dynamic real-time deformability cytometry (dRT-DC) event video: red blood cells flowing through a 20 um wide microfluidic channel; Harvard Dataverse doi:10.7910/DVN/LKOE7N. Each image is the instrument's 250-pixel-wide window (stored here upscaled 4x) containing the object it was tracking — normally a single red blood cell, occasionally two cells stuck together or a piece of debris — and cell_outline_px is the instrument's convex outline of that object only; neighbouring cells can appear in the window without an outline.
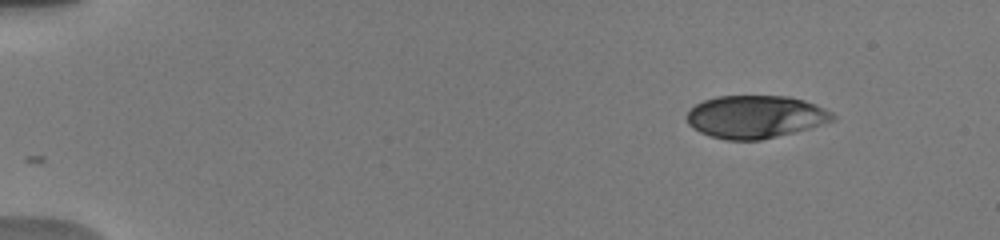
{"species": "human", "species_latin": "Homo sapiens", "temperature_condition": "warm", "stored_images_in_passage": 18, "camera_frame_rate_fps": 3000, "um_per_image_px": 0.085, "donor": {"sex": "male"}, "frame": {"image": 1, "passage_image": 7, "time_ms": 1.667, "image_size_px": [1000, 240], "cell_outline_px": [[836, 120], [808, 128], [760, 140], [724, 140], [708, 136], [692, 128], [688, 124], [688, 112], [696, 104], [704, 100], [716, 96], [788, 96], [804, 100], [816, 104], [832, 112], [836, 116]], "centroid_in_image_um": [64.21, 9.92], "position_along_channel_um": 20.8, "area_um2": 36.3}}